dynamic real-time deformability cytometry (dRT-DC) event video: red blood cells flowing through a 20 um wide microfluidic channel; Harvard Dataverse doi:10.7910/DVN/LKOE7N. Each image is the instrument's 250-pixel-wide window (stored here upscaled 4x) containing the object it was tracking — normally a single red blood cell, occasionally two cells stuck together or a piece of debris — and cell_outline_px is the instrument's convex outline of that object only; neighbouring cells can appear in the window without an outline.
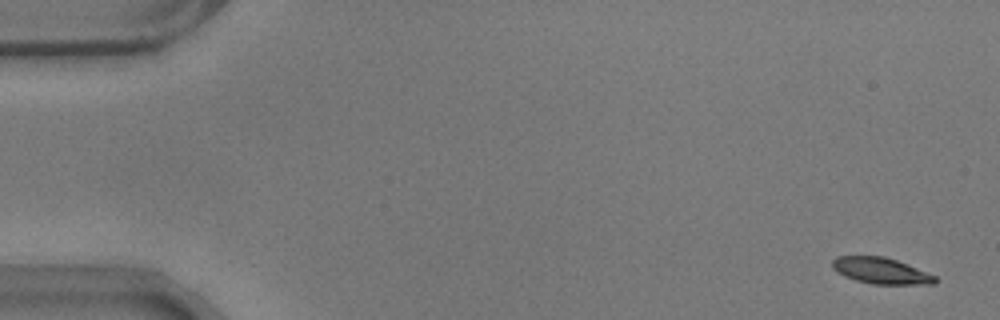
{"species": "common noctule bat (a hibernating species)", "species_latin": "Nyctalus noctula", "temperature_condition": "warm", "stored_images_in_passage": 7, "camera_frame_rate_fps": 3000, "um_per_image_px": 0.085, "animal": {"sex": "male", "body_mass_g": 17.9}, "frame": {"image": 1, "passage_image": 2, "time_ms": 0.333, "image_size_px": [1000, 320], "cell_outline_px": [[940, 280], [936, 284], [872, 284], [856, 280], [844, 276], [836, 272], [832, 268], [832, 260], [836, 256], [884, 256], [896, 260], [936, 276]], "centroid_in_image_um": [74.87, 23.02], "position_along_channel_um": 10.1, "area_um2": 15.72}}